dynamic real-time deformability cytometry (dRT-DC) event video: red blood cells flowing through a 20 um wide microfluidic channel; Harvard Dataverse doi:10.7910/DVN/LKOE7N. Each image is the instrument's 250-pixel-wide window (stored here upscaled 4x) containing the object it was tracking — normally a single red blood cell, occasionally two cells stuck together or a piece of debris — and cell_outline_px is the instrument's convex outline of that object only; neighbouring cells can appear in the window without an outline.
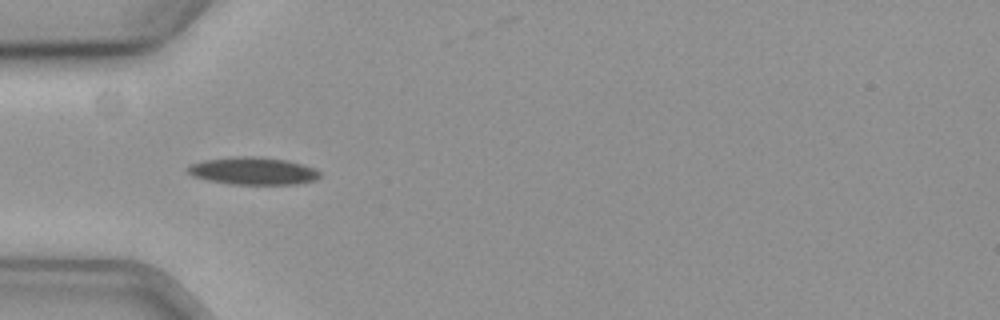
{"species": "common noctule bat (a hibernating species)", "species_latin": "Nyctalus noctula", "temperature_condition": "cold", "stored_images_in_passage": 32, "camera_frame_rate_fps": 3000, "um_per_image_px": 0.085, "animal": {"sex": "female", "body_mass_g": 19.3, "forearm_length_mm": 54.1}, "frame": {"image": 1, "passage_image": 5, "time_ms": 1.333, "image_size_px": [1000, 320], "cell_outline_px": [[320, 176], [316, 180], [296, 184], [232, 184], [208, 180], [192, 176], [188, 172], [188, 168], [192, 164], [204, 160], [232, 156], [256, 156], [284, 160], [300, 164], [312, 168], [320, 172]], "centroid_in_image_um": [21.49, 14.53], "position_along_channel_um": 63.5, "area_um2": 20.92}}
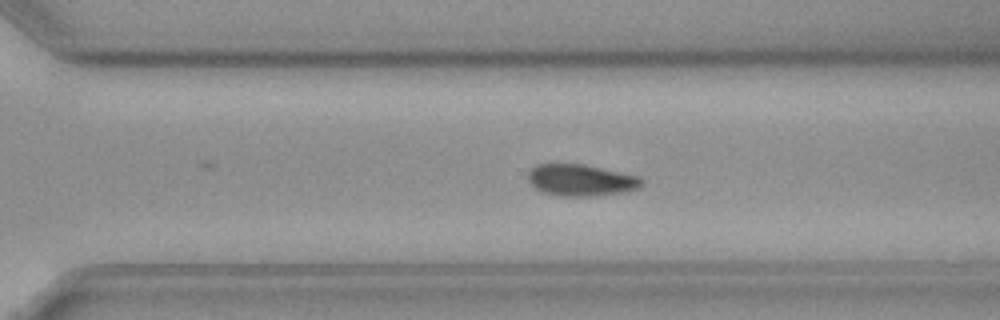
{"frame": {"image": 2, "passage_image": 23, "time_ms": 7.333, "image_size_px": [1000, 320], "cell_outline_px": [[644, 184], [640, 188], [620, 192], [592, 196], [560, 196], [540, 192], [528, 180], [528, 172], [536, 164], [584, 164], [640, 176], [644, 180]], "centroid_in_image_um": [49.39, 15.31], "position_along_channel_um": 321.2, "area_um2": 21.04}, "authors_computed_cell_mechanics": {"area_um2": 21.4149, "velocity_mm_per_s": 3.5981, "shape_relaxation_time_tau1_ms": 10.9591, "shape_relaxation_time_tau2_ms": null, "deformation_change_tau1": 0.0998, "deformation_change_tau2": null}}